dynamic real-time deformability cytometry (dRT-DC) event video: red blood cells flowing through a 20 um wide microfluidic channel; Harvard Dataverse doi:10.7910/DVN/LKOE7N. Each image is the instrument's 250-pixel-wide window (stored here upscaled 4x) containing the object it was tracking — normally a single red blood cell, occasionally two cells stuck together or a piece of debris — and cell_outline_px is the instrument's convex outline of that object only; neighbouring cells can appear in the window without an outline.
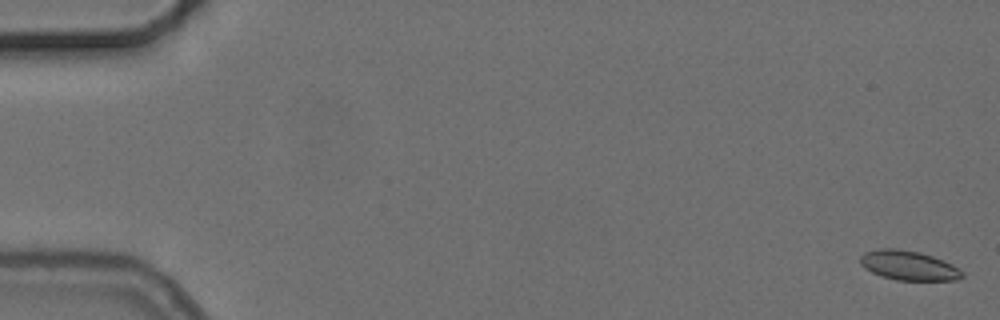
{"species": "common noctule bat (a hibernating species)", "species_latin": "Nyctalus noctula", "temperature_condition": "cold", "stored_images_in_passage": 6, "camera_frame_rate_fps": 3000, "um_per_image_px": 0.085, "animal": {"sex": "female", "body_mass_g": 24.6, "forearm_length_mm": 56.2}, "frame": {"image": 1, "passage_image": 1, "time_ms": 0.0, "image_size_px": [1000, 320], "cell_outline_px": [[964, 276], [956, 280], [896, 280], [880, 276], [864, 268], [860, 264], [860, 256], [864, 252], [880, 248], [896, 248], [920, 252], [944, 260], [960, 268], [964, 272]], "centroid_in_image_um": [77.23, 22.56], "position_along_channel_um": 7.8, "area_um2": 17.74}}
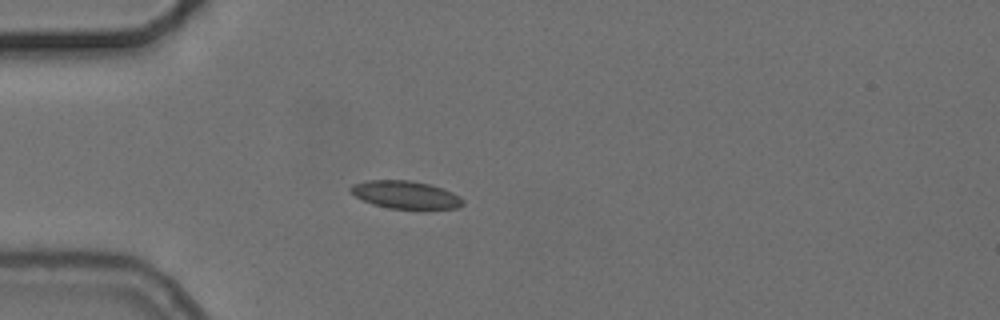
{"frame": {"image": 2, "passage_image": 5, "time_ms": 5.0, "image_size_px": [1000, 320], "cell_outline_px": [[464, 204], [460, 208], [424, 212], [388, 208], [372, 204], [356, 196], [348, 188], [352, 184], [364, 180], [408, 180], [428, 184], [452, 192], [460, 196], [464, 200]], "centroid_in_image_um": [34.54, 16.61], "position_along_channel_um": 50.5, "area_um2": 19.02}}